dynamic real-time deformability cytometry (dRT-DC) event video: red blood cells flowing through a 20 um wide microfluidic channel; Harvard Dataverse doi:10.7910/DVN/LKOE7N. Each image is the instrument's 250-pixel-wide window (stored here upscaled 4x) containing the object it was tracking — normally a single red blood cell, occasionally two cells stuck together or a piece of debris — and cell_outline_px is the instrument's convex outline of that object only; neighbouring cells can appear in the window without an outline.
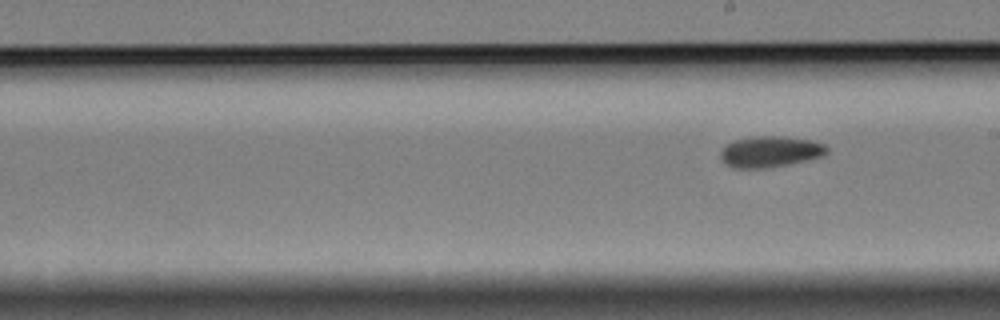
{"species": "Egyptian fruit bat (a non-hibernating species)", "species_latin": "Rousettus aegyptiacus", "temperature_condition": "cold", "stored_images_in_passage": 9, "segment_of_instrument_passage": [2, 2], "camera_frame_rate_fps": 3000, "um_per_image_px": 0.085, "animal": {"sex": "female"}, "frame": {"image": 1, "passage_image": 9, "time_ms": 10.333, "image_size_px": [1000, 320], "cell_outline_px": [[828, 152], [824, 156], [788, 164], [764, 168], [732, 168], [724, 164], [720, 156], [720, 152], [728, 144], [736, 140], [752, 136], [784, 136], [812, 140], [824, 144], [828, 148]], "centroid_in_image_um": [65.48, 12.89], "position_along_channel_um": 223.5, "area_um2": 19.31}}